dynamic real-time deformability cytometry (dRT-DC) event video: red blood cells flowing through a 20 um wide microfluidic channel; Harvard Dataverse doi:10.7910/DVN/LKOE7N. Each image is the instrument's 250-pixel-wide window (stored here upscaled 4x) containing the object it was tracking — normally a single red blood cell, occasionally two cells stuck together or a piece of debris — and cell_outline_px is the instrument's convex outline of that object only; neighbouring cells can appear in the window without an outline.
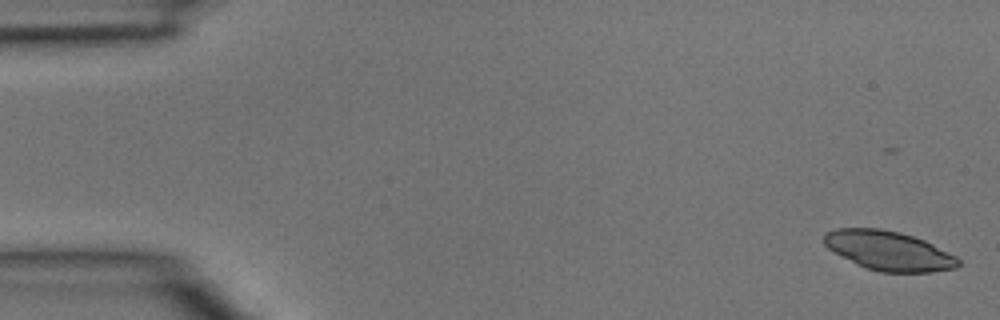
{"species": "common noctule bat (a hibernating species)", "species_latin": "Nyctalus noctula", "temperature_condition": "room temperature", "stored_images_in_passage": 45, "camera_frame_rate_fps": 3000, "um_per_image_px": 0.085, "animal": {"sex": "male", "body_mass_g": 15.6}, "frame": {"image": 1, "passage_image": 1, "time_ms": 0.0, "image_size_px": [1000, 320], "cell_outline_px": [[960, 264], [956, 268], [932, 272], [880, 272], [864, 268], [856, 264], [828, 248], [824, 244], [824, 232], [836, 228], [880, 228], [900, 232], [924, 240], [956, 256], [960, 260]], "centroid_in_image_um": [75.53, 21.31], "position_along_channel_um": 9.5, "area_um2": 30.81}}